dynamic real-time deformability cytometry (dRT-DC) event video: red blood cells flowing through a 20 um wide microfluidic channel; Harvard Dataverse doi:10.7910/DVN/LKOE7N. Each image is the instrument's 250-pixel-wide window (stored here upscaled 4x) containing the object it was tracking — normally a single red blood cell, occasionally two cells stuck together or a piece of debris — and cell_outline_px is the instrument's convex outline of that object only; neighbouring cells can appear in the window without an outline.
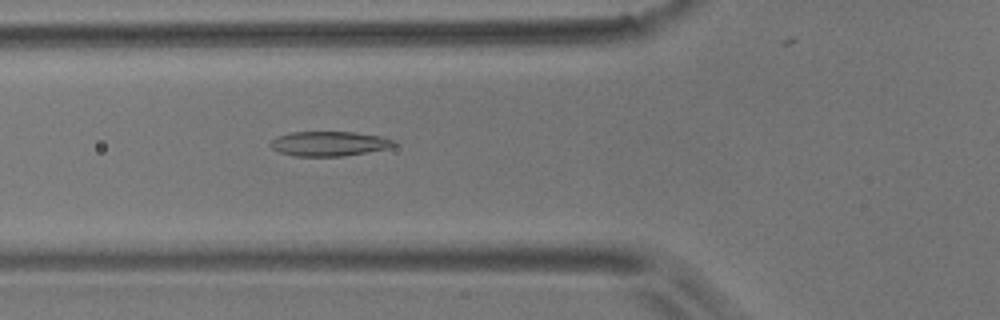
{"species": "common noctule bat (a hibernating species)", "species_latin": "Nyctalus noctula", "temperature_condition": "room temperature", "stored_images_in_passage": 6, "camera_frame_rate_fps": 3000, "um_per_image_px": 0.085, "animal": {"sex": "male", "body_mass_g": 17.9}, "frame": {"image": 1, "passage_image": 6, "time_ms": 5.667, "image_size_px": [1000, 320], "cell_outline_px": [[396, 144], [388, 148], [344, 156], [292, 156], [280, 152], [272, 148], [268, 144], [276, 136], [292, 132], [352, 132], [380, 136], [396, 140]], "centroid_in_image_um": [27.95, 12.21], "position_along_channel_um": 97.9, "area_um2": 17.74}}